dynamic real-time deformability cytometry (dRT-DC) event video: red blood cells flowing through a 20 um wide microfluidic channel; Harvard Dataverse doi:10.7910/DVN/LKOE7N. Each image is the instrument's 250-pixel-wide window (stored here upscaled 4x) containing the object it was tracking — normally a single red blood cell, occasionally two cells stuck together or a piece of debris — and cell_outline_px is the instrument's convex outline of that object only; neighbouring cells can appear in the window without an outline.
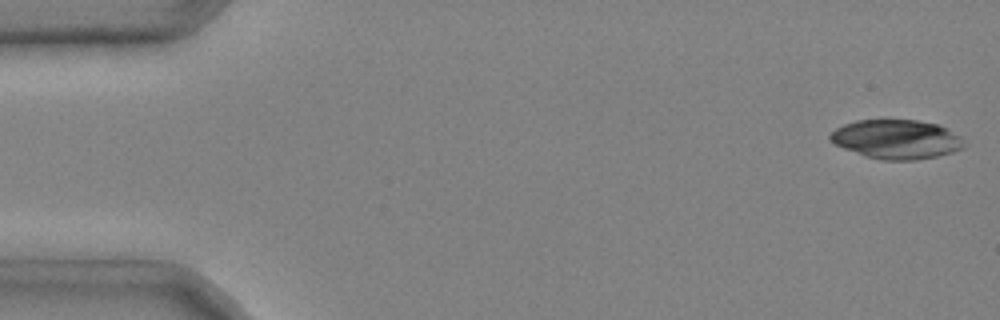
{"species": "common noctule bat (a hibernating species)", "species_latin": "Nyctalus noctula", "temperature_condition": "cold", "stored_images_in_passage": 3, "camera_frame_rate_fps": 3000, "um_per_image_px": 0.085, "animal": {"sex": "male", "body_mass_g": 20.4}, "frame": {"image": 1, "passage_image": 1, "time_ms": 0.0, "image_size_px": [1000, 320], "cell_outline_px": [[968, 144], [964, 148], [952, 152], [936, 156], [916, 160], [884, 160], [864, 156], [844, 148], [828, 140], [828, 136], [836, 128], [844, 124], [856, 120], [916, 120], [936, 124], [948, 128], [960, 136]], "centroid_in_image_um": [76.23, 11.84], "position_along_channel_um": 8.8, "area_um2": 30.69}}
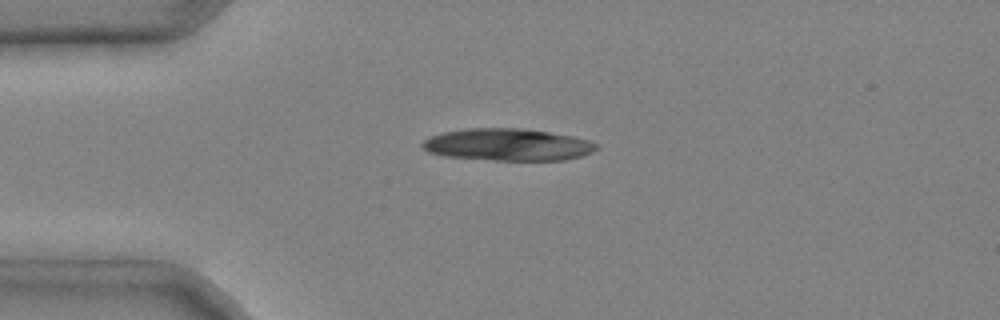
{"frame": {"image": 2, "passage_image": 3, "time_ms": 0.667, "image_size_px": [1000, 320], "cell_outline_px": [[600, 148], [592, 152], [580, 156], [564, 160], [492, 160], [444, 156], [428, 152], [420, 144], [424, 140], [432, 136], [444, 132], [464, 128], [520, 128], [548, 132], [572, 136], [588, 140], [600, 144]], "centroid_in_image_um": [43.17, 12.3], "position_along_channel_um": 41.8, "area_um2": 32.6}}